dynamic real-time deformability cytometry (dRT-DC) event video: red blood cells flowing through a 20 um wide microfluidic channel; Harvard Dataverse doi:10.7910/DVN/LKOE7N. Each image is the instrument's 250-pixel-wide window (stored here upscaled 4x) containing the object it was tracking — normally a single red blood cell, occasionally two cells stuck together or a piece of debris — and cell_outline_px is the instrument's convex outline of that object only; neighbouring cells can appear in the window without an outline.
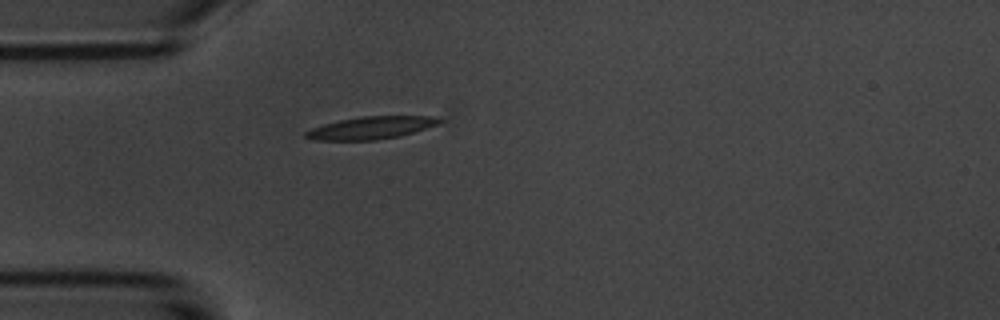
{"species": "common noctule bat (a hibernating species)", "species_latin": "Nyctalus noctula", "temperature_condition": "room temperature", "stored_images_in_passage": 1, "camera_frame_rate_fps": 3000, "um_per_image_px": 0.085, "animal": {"sex": "male", "body_mass_g": 20.1, "forearm_length_mm": 53.5}, "frame": {"image": 1, "passage_image": 1, "time_ms": 0.0, "image_size_px": [1000, 320], "cell_outline_px": [[440, 120], [436, 124], [400, 136], [376, 140], [316, 140], [304, 136], [304, 132], [312, 128], [324, 124], [340, 120], [360, 116], [436, 116]], "centroid_in_image_um": [31.48, 10.86], "position_along_channel_um": 53.5, "area_um2": 17.22}}